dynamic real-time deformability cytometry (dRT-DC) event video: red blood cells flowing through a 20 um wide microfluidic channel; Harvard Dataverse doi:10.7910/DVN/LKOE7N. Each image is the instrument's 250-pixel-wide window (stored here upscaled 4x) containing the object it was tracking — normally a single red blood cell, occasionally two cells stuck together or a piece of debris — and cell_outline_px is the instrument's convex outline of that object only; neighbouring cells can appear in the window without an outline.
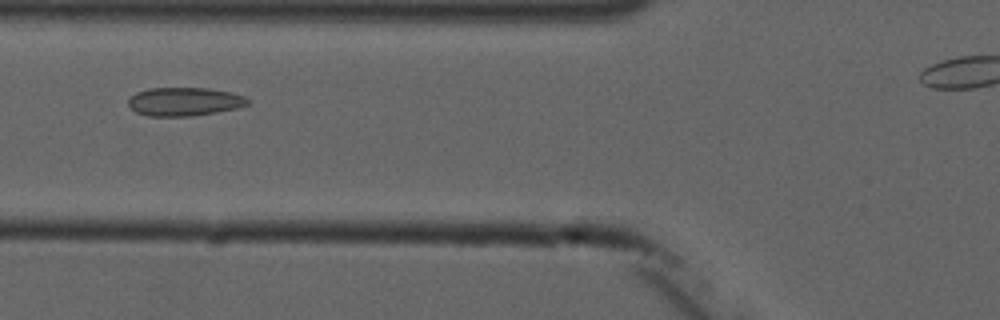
{"species": "common noctule bat (a hibernating species)", "species_latin": "Nyctalus noctula", "temperature_condition": "cold", "stored_images_in_passage": 8, "segment_of_instrument_passage": [1, 2], "camera_frame_rate_fps": 3000, "um_per_image_px": 0.085, "animal": {"sex": "male", "forearm_length_mm": 52.5}, "frame": {"image": 1, "passage_image": 5, "time_ms": 4.667, "image_size_px": [1000, 320], "cell_outline_px": [[252, 100], [248, 104], [236, 108], [216, 112], [188, 116], [148, 116], [136, 112], [128, 104], [128, 100], [136, 92], [148, 88], [208, 88], [228, 92], [244, 96]], "centroid_in_image_um": [15.67, 8.63], "position_along_channel_um": 110.1, "area_um2": 19.71}}
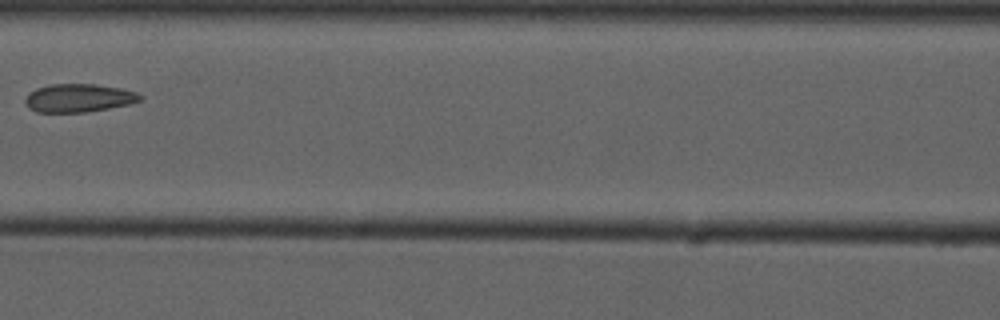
{"frame": {"image": 2, "passage_image": 6, "time_ms": 6.0, "image_size_px": [1000, 320], "cell_outline_px": [[144, 100], [132, 104], [88, 112], [36, 112], [28, 108], [24, 100], [28, 92], [36, 88], [52, 84], [96, 84], [120, 88], [136, 92], [144, 96]], "centroid_in_image_um": [6.72, 8.33], "position_along_channel_um": 159.9, "area_um2": 19.25}}
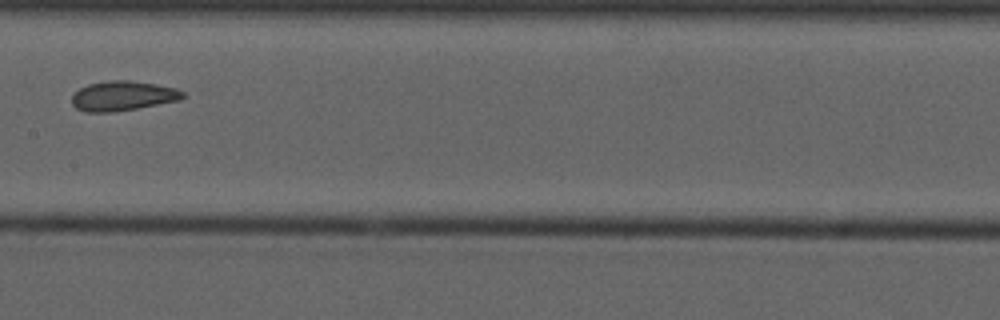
{"frame": {"image": 3, "passage_image": 7, "time_ms": 7.0, "image_size_px": [1000, 320], "cell_outline_px": [[184, 96], [180, 100], [136, 108], [112, 112], [84, 112], [76, 108], [72, 104], [72, 96], [80, 88], [88, 84], [108, 80], [132, 80], [156, 84], [176, 88], [184, 92]], "centroid_in_image_um": [10.43, 8.14], "position_along_channel_um": 197.0, "area_um2": 19.19}}